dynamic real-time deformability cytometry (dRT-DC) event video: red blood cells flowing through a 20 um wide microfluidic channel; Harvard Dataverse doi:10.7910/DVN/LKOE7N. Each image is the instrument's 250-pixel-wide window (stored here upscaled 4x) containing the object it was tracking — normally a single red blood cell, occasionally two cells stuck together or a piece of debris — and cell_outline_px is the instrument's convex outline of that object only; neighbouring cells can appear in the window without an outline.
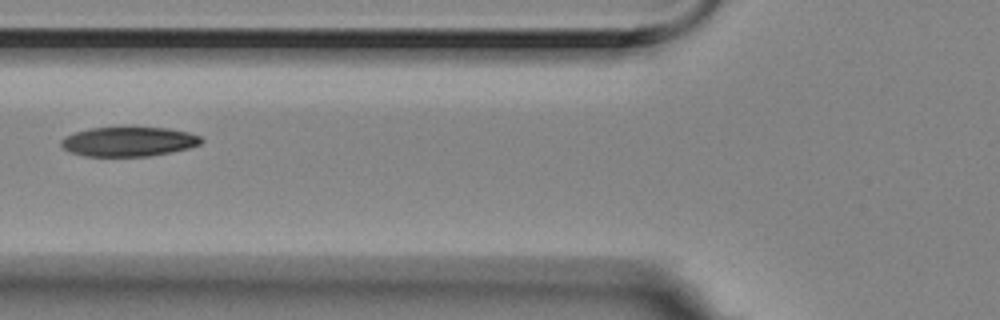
{"species": "Egyptian fruit bat (a non-hibernating species)", "species_latin": "Rousettus aegyptiacus", "temperature_condition": "room temperature", "stored_images_in_passage": 2, "camera_frame_rate_fps": 3000, "um_per_image_px": 0.085, "animal": {"sex": "female"}, "frame": {"image": 1, "passage_image": 2, "time_ms": 0.333, "image_size_px": [1000, 320], "cell_outline_px": [[204, 140], [200, 144], [188, 148], [148, 156], [84, 156], [72, 152], [64, 148], [60, 144], [60, 140], [64, 136], [88, 128], [124, 124], [168, 128], [188, 132], [200, 136]], "centroid_in_image_um": [10.91, 11.98], "position_along_channel_um": 114.9, "area_um2": 24.97}}